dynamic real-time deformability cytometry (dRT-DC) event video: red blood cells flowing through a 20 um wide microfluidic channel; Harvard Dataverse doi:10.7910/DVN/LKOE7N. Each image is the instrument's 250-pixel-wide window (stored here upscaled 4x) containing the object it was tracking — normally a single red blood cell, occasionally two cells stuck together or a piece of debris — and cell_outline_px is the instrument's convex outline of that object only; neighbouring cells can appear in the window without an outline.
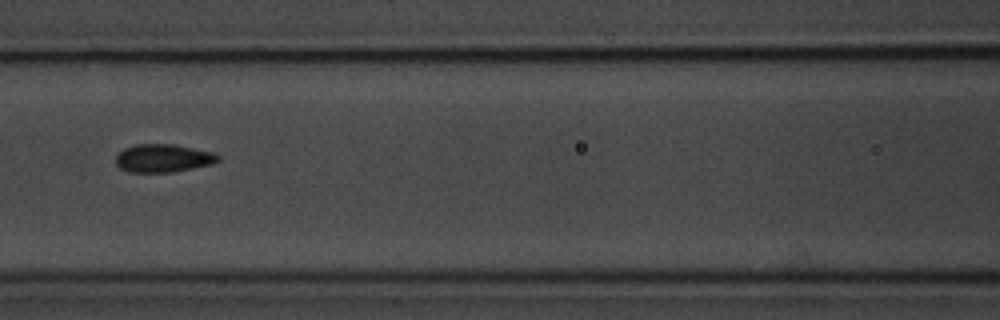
{"species": "common noctule bat (a hibernating species)", "species_latin": "Nyctalus noctula", "temperature_condition": "room temperature", "stored_images_in_passage": 6, "camera_frame_rate_fps": 3000, "um_per_image_px": 0.085, "animal": {"sex": "male", "body_mass_g": 20.1, "forearm_length_mm": 53.5}, "frame": {"image": 1, "passage_image": 4, "time_ms": 1.0, "image_size_px": [1000, 320], "cell_outline_px": [[220, 160], [212, 164], [172, 172], [128, 172], [120, 168], [116, 164], [116, 156], [124, 148], [136, 144], [172, 144], [212, 152], [220, 156]], "centroid_in_image_um": [13.85, 13.45], "position_along_channel_um": 152.7, "area_um2": 16.65}}
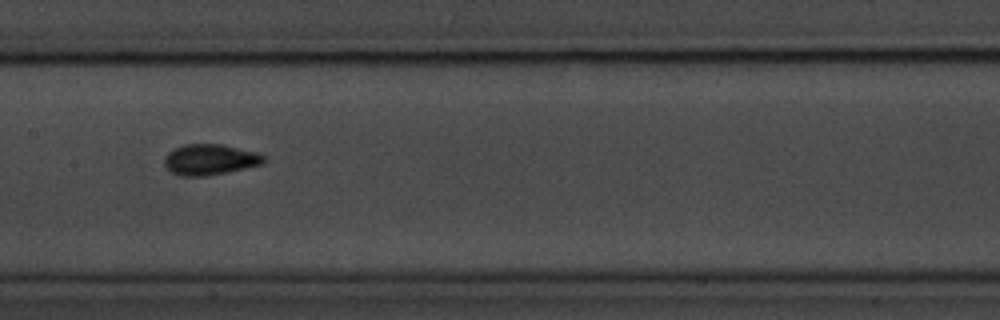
{"frame": {"image": 2, "passage_image": 5, "time_ms": 1.333, "image_size_px": [1000, 320], "cell_outline_px": [[264, 160], [260, 164], [244, 168], [204, 176], [180, 176], [172, 172], [164, 164], [164, 156], [168, 152], [184, 144], [220, 144], [256, 152], [264, 156]], "centroid_in_image_um": [17.79, 13.55], "position_along_channel_um": 189.6, "area_um2": 17.46}}